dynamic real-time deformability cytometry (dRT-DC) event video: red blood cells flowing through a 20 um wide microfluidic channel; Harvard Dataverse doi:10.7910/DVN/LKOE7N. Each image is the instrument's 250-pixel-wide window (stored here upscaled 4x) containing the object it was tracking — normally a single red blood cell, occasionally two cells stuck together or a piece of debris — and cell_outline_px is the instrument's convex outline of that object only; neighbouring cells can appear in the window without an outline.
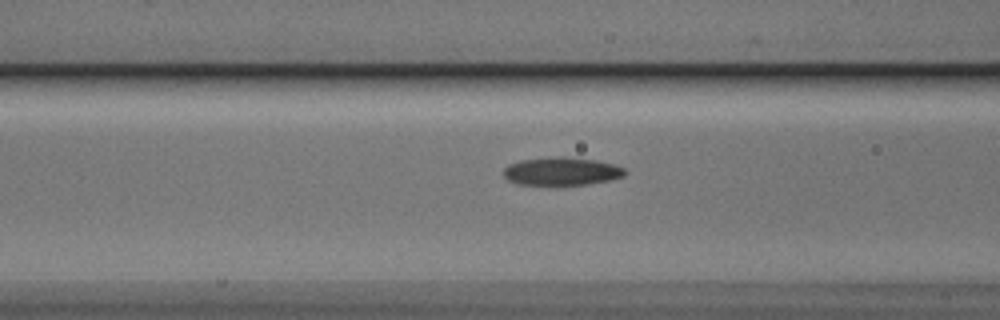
{"species": "Egyptian fruit bat (a non-hibernating species)", "species_latin": "Rousettus aegyptiacus", "temperature_condition": "cold", "stored_images_in_passage": 36, "camera_frame_rate_fps": 3000, "um_per_image_px": 0.085, "animal": {"sex": "male"}, "frame": {"image": 1, "passage_image": 11, "time_ms": 3.333, "image_size_px": [1000, 320], "cell_outline_px": [[628, 172], [624, 176], [608, 180], [584, 184], [516, 184], [508, 180], [504, 176], [504, 168], [508, 164], [520, 160], [560, 156], [564, 156], [596, 160], [612, 164], [624, 168]], "centroid_in_image_um": [47.72, 14.54], "position_along_channel_um": 118.9, "area_um2": 19.65}}
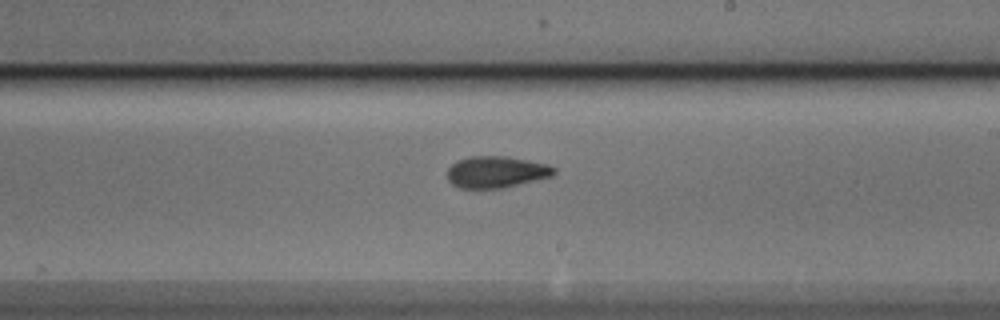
{"frame": {"image": 2, "passage_image": 21, "time_ms": 6.667, "image_size_px": [1000, 320], "cell_outline_px": [[556, 172], [552, 176], [504, 188], [460, 188], [452, 184], [448, 180], [448, 168], [456, 160], [468, 156], [508, 156], [548, 164], [556, 168]], "centroid_in_image_um": [42.18, 14.61], "position_along_channel_um": 246.8, "area_um2": 19.83}}
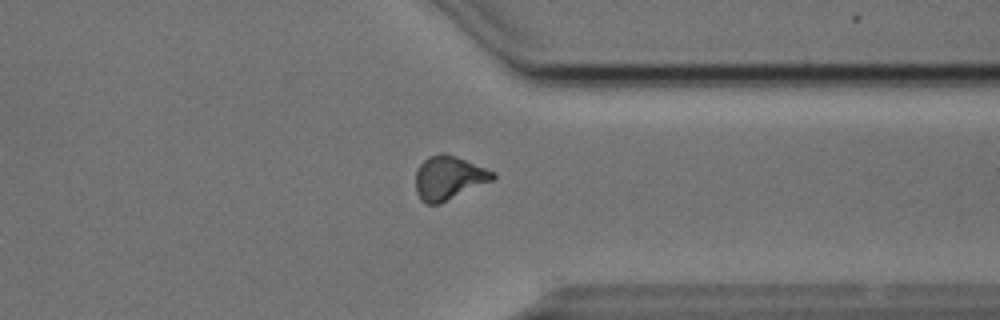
{"frame": {"image": 3, "passage_image": 31, "time_ms": 10.0, "image_size_px": [1000, 320], "cell_outline_px": [[496, 176], [492, 180], [440, 204], [428, 204], [420, 200], [416, 192], [416, 172], [420, 164], [428, 156], [440, 152], [444, 152], [496, 172]], "centroid_in_image_um": [38.12, 15.11], "position_along_channel_um": 373.3, "area_um2": 19.59}, "authors_computed_cell_mechanics": {"area_um2": 19.8832, "velocity_mm_per_s": 3.8393, "shape_relaxation_time_tau1_ms": 3.1746, "shape_relaxation_time_tau2_ms": 2.0717, "deformation_change_tau1": 0.1336, "deformation_change_tau2": 0.0931}}